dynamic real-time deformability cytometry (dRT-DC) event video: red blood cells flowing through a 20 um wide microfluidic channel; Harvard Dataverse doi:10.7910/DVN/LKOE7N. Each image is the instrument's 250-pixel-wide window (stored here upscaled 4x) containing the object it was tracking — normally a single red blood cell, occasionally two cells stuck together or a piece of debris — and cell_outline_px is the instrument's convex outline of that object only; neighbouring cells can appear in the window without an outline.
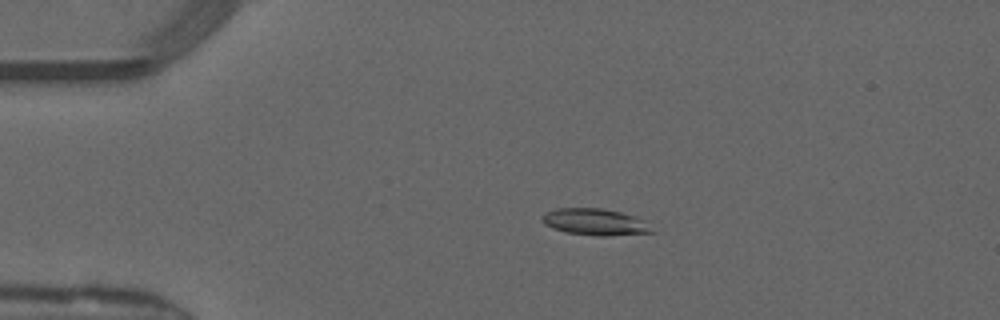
{"species": "common noctule bat (a hibernating species)", "species_latin": "Nyctalus noctula", "temperature_condition": "warm", "stored_images_in_passage": 50, "camera_frame_rate_fps": 3000, "um_per_image_px": 0.085, "animal": {"sex": "male", "forearm_length_mm": 52.5}, "frame": {"image": 1, "passage_image": 11, "time_ms": 3.333, "image_size_px": [1000, 320], "cell_outline_px": [[656, 232], [604, 236], [596, 236], [564, 232], [552, 228], [544, 224], [540, 220], [540, 216], [544, 212], [556, 208], [600, 208], [620, 212], [644, 220]], "centroid_in_image_um": [50.51, 18.87], "position_along_channel_um": 34.5, "area_um2": 17.17}}
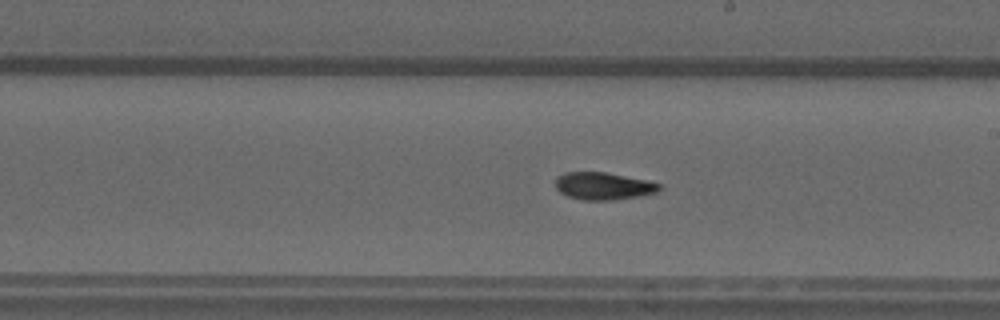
{"frame": {"image": 2, "passage_image": 29, "time_ms": 9.333, "image_size_px": [1000, 320], "cell_outline_px": [[660, 188], [656, 192], [636, 196], [612, 200], [584, 200], [568, 196], [560, 192], [556, 188], [556, 176], [564, 172], [604, 172], [644, 180], [660, 184]], "centroid_in_image_um": [51.21, 15.81], "position_along_channel_um": 237.8, "area_um2": 16.24}}
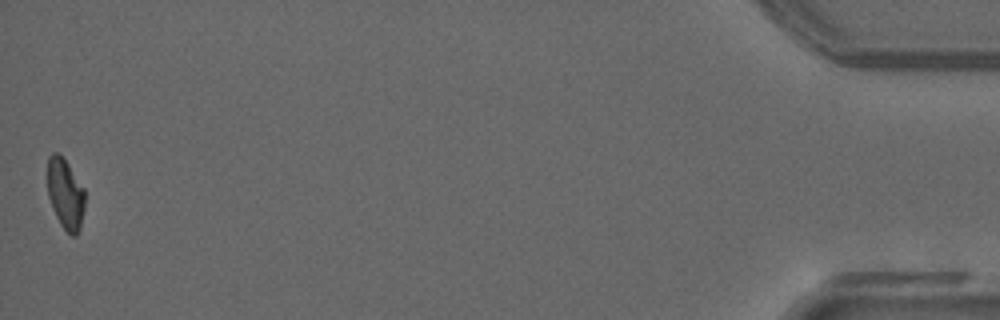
{"frame": {"image": 3, "passage_image": 50, "time_ms": 16.333, "image_size_px": [1000, 320], "cell_outline_px": [[84, 208], [80, 228], [76, 236], [72, 236], [60, 224], [56, 216], [48, 196], [48, 156], [52, 152], [56, 152], [68, 164], [84, 188]], "centroid_in_image_um": [5.56, 16.49], "position_along_channel_um": 429.6, "area_um2": 15.14}, "authors_computed_cell_mechanics": {"area_um2": 16.6753, "velocity_mm_per_s": 4.1328, "shape_relaxation_time_tau1_ms": null, "shape_relaxation_time_tau2_ms": 5.6907, "deformation_change_tau1": null, "deformation_change_tau2": 0.0989}}